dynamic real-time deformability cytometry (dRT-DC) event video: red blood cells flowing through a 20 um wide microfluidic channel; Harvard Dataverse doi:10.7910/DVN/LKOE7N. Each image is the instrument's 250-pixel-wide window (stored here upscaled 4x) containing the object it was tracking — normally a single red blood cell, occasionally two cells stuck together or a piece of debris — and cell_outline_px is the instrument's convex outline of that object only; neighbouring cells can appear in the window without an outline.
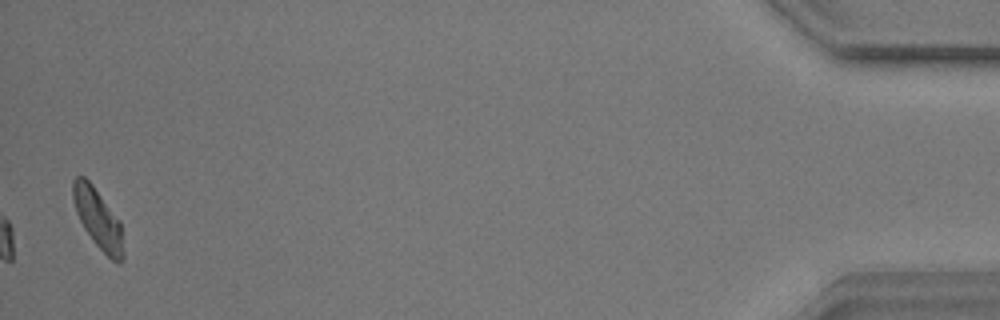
{"species": "common noctule bat (a hibernating species)", "species_latin": "Nyctalus noctula", "temperature_condition": "warm", "stored_images_in_passage": 39, "camera_frame_rate_fps": 3000, "um_per_image_px": 0.085, "animal": {"sex": "male", "body_mass_g": 17.9}, "frame": {"image": 1, "passage_image": 39, "time_ms": 12.667, "image_size_px": [1000, 320], "cell_outline_px": [[124, 260], [120, 264], [112, 260], [96, 244], [84, 228], [76, 212], [72, 200], [72, 180], [76, 176], [84, 176], [92, 184], [120, 220], [124, 252]], "centroid_in_image_um": [8.33, 18.58], "position_along_channel_um": 426.9, "area_um2": 17.57}, "authors_computed_cell_mechanics": {"area_um2": 17.5134, "velocity_mm_per_s": 3.6911, "shape_relaxation_time_tau1_ms": 5.5834, "shape_relaxation_time_tau2_ms": 10.6369, "deformation_change_tau1": 0.1415, "deformation_change_tau2": 0.1832}}